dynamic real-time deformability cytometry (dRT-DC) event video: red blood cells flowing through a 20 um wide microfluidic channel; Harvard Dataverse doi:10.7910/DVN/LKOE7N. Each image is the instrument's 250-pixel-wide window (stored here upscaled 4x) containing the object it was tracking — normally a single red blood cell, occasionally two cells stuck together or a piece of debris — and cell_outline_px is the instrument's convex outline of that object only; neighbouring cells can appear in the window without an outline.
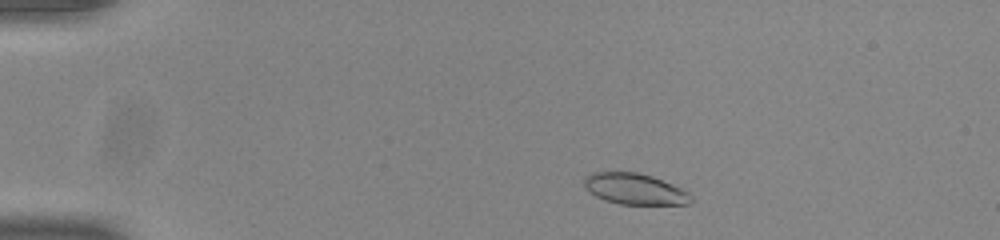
{"species": "common noctule bat (a hibernating species)", "species_latin": "Nyctalus noctula", "temperature_condition": "room temperature", "stored_images_in_passage": 47, "camera_frame_rate_fps": 3000, "um_per_image_px": 0.085, "animal": {"sex": "male", "body_mass_g": 20.0, "forearm_length_mm": 53.3}, "frame": {"image": 1, "passage_image": 4, "time_ms": 1.0, "image_size_px": [1000, 240], "cell_outline_px": [[692, 200], [688, 204], [620, 204], [604, 200], [588, 192], [584, 184], [584, 176], [592, 172], [636, 172], [652, 176], [672, 184], [688, 192], [692, 196]], "centroid_in_image_um": [53.92, 16.06], "position_along_channel_um": 31.1, "area_um2": 19.31}}
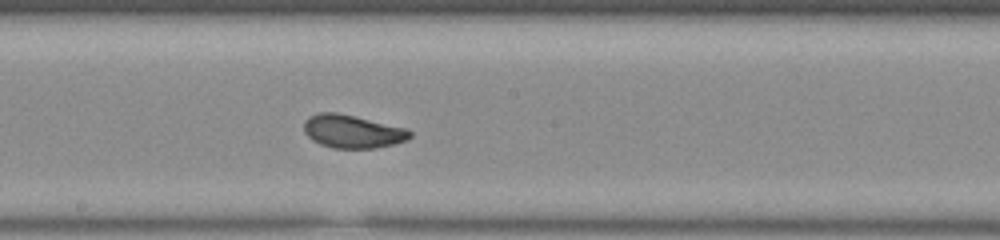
{"frame": {"image": 2, "passage_image": 24, "time_ms": 7.667, "image_size_px": [1000, 240], "cell_outline_px": [[412, 136], [408, 140], [376, 148], [332, 148], [320, 144], [312, 140], [304, 132], [304, 120], [308, 116], [320, 112], [336, 112], [356, 116], [408, 128], [412, 132]], "centroid_in_image_um": [29.97, 11.16], "position_along_channel_um": 218.2, "area_um2": 20.75}}
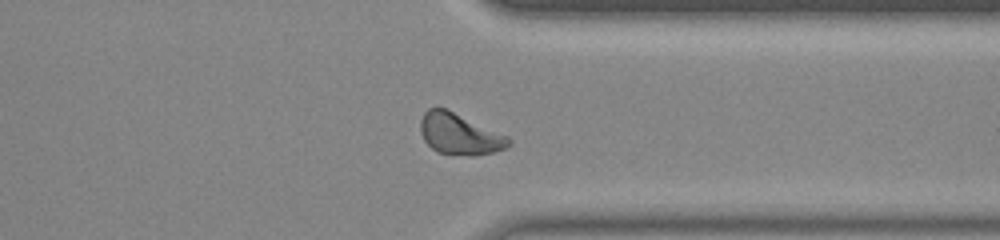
{"frame": {"image": 3, "passage_image": 36, "time_ms": 11.667, "image_size_px": [1000, 240], "cell_outline_px": [[512, 144], [508, 148], [492, 152], [472, 156], [468, 156], [436, 152], [424, 140], [420, 132], [420, 120], [424, 112], [428, 108], [444, 108], [508, 136], [512, 140]], "centroid_in_image_um": [39.07, 11.41], "position_along_channel_um": 372.3, "area_um2": 21.1}, "authors_computed_cell_mechanics": {"area_um2": 20.4612, "velocity_mm_per_s": 3.8636, "shape_relaxation_time_tau1_ms": 3.3974, "shape_relaxation_time_tau2_ms": 0.9469, "deformation_change_tau1": 0.1224, "deformation_change_tau2": 0.0599}}